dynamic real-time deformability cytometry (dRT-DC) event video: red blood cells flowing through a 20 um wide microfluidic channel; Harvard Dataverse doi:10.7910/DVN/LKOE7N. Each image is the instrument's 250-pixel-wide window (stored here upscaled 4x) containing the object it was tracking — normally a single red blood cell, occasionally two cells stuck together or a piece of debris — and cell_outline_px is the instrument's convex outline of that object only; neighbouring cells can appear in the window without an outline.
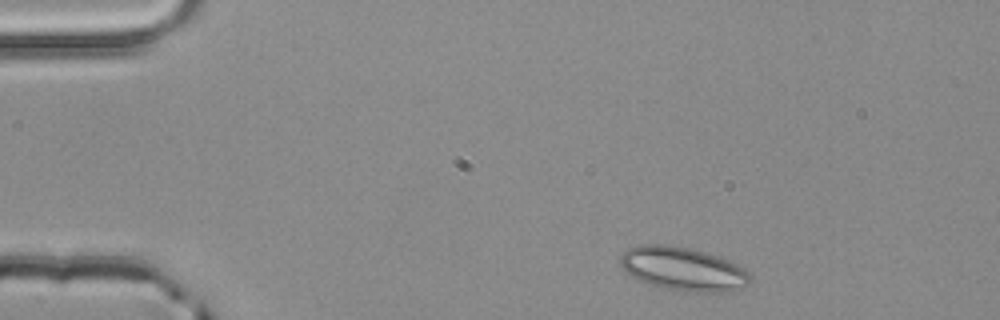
{"species": "common noctule bat (a hibernating species)", "species_latin": "Nyctalus noctula", "temperature_condition": "room temperature", "stored_images_in_passage": 2, "camera_frame_rate_fps": 3000, "um_per_image_px": 0.085, "animal": {"sex": "male", "body_mass_g": 20.4}, "frame": {"image": 1, "passage_image": 1, "time_ms": 0.0, "image_size_px": [1000, 320], "cell_outline_px": [[748, 284], [732, 292], [684, 292], [664, 288], [640, 280], [632, 276], [620, 264], [620, 256], [628, 248], [640, 244], [668, 244], [692, 248], [708, 252], [732, 260], [740, 264], [748, 272]], "centroid_in_image_um": [58.1, 22.84], "position_along_channel_um": 26.9, "area_um2": 33.35}}